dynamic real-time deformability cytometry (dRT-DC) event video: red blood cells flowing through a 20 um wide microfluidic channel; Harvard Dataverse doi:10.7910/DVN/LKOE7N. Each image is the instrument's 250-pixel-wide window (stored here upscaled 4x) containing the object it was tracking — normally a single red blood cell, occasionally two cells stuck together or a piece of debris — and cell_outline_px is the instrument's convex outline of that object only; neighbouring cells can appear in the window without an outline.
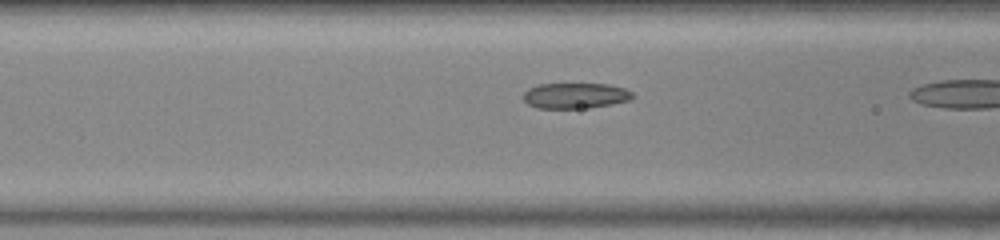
{"species": "common noctule bat (a hibernating species)", "species_latin": "Nyctalus noctula", "temperature_condition": "warm", "stored_images_in_passage": 14, "camera_frame_rate_fps": 3000, "um_per_image_px": 0.085, "animal": {"sex": "female", "body_mass_g": 23.0, "forearm_length_mm": 53.4}, "frame": {"image": 1, "passage_image": 12, "time_ms": 3.667, "image_size_px": [1000, 240], "cell_outline_px": [[636, 96], [632, 100], [612, 104], [588, 108], [536, 108], [528, 104], [524, 100], [524, 92], [528, 88], [536, 84], [608, 84], [624, 88], [632, 92]], "centroid_in_image_um": [48.93, 8.13], "position_along_channel_um": 117.7, "area_um2": 16.47}}